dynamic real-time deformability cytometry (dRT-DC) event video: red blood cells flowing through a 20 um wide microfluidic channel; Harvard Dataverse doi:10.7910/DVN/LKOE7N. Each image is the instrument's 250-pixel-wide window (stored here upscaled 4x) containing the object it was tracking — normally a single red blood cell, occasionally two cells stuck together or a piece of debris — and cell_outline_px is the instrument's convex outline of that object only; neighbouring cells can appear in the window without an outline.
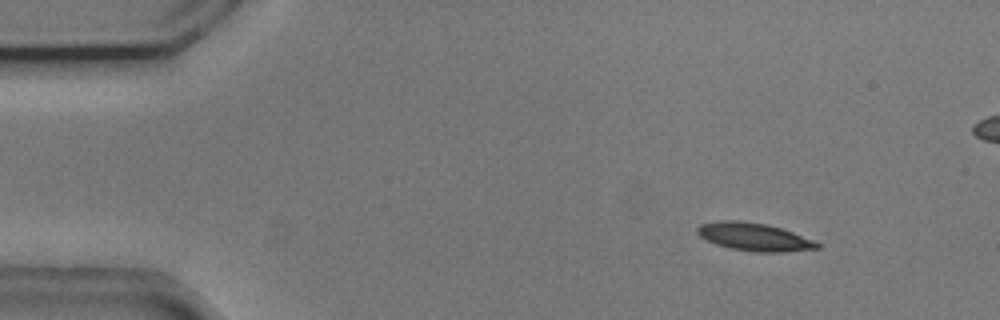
{"species": "common noctule bat (a hibernating species)", "species_latin": "Nyctalus noctula", "temperature_condition": "cold", "stored_images_in_passage": 11, "camera_frame_rate_fps": 3000, "um_per_image_px": 0.085, "animal": {"sex": "male", "body_mass_g": 20.5, "forearm_length_mm": 52.5}, "frame": {"image": 1, "passage_image": 6, "time_ms": 1.667, "image_size_px": [1000, 320], "cell_outline_px": [[820, 248], [784, 252], [756, 252], [732, 248], [716, 244], [700, 236], [696, 232], [696, 228], [700, 224], [724, 220], [740, 220], [768, 224], [792, 232], [812, 240], [820, 244]], "centroid_in_image_um": [64.09, 20.13], "position_along_channel_um": 20.9, "area_um2": 19.31}}